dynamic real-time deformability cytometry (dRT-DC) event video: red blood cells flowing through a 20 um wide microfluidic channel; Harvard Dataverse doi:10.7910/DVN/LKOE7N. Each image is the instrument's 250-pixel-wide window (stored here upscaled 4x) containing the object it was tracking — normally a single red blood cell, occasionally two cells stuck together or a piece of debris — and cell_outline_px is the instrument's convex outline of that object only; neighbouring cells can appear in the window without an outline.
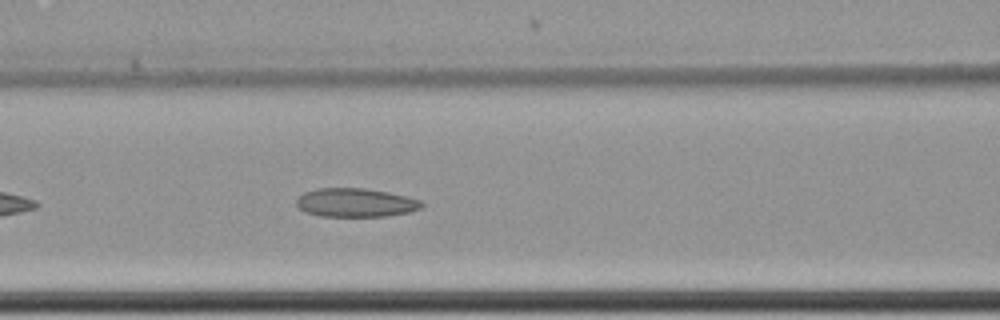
{"species": "common noctule bat (a hibernating species)", "species_latin": "Nyctalus noctula", "temperature_condition": "cold", "stored_images_in_passage": 43, "camera_frame_rate_fps": 3000, "um_per_image_px": 0.085, "animal": {"sex": "female", "body_mass_g": 22.7, "forearm_length_mm": 54.2}, "frame": {"image": 1, "passage_image": 10, "time_ms": 3.0, "image_size_px": [1000, 320], "cell_outline_px": [[424, 204], [420, 208], [408, 212], [388, 216], [320, 216], [304, 212], [296, 204], [296, 200], [304, 192], [316, 188], [368, 188], [408, 196], [420, 200]], "centroid_in_image_um": [30.22, 17.21], "position_along_channel_um": 136.4, "area_um2": 21.04}}
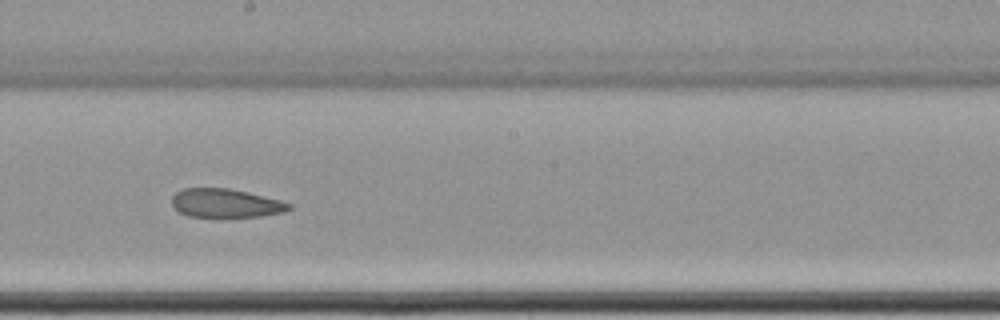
{"frame": {"image": 2, "passage_image": 18, "time_ms": 5.667, "image_size_px": [1000, 320], "cell_outline_px": [[292, 208], [284, 212], [260, 216], [188, 216], [180, 212], [172, 204], [172, 196], [176, 192], [184, 188], [228, 188], [248, 192], [280, 200], [292, 204]], "centroid_in_image_um": [19.2, 17.25], "position_along_channel_um": 229.0, "area_um2": 19.36}}
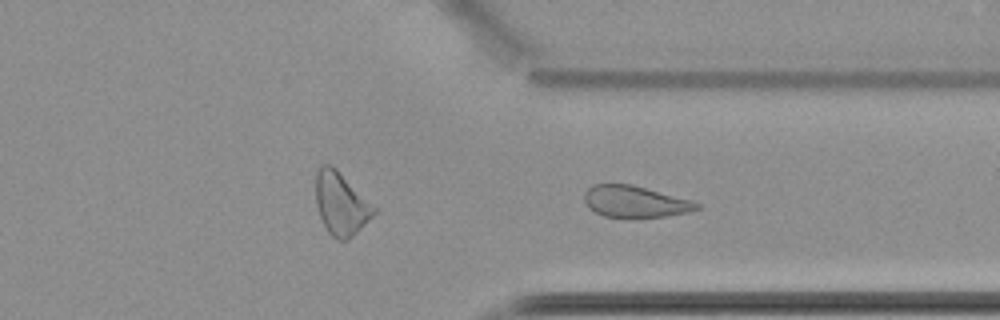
{"frame": {"image": 3, "passage_image": 29, "time_ms": 9.333, "image_size_px": [1000, 320], "cell_outline_px": [[700, 208], [688, 212], [664, 216], [636, 220], [628, 220], [604, 216], [588, 208], [584, 200], [584, 192], [592, 184], [632, 184], [692, 200], [700, 204]], "centroid_in_image_um": [53.95, 17.17], "position_along_channel_um": 357.4, "area_um2": 21.39}, "authors_computed_cell_mechanics": {"area_um2": 21.4438, "velocity_mm_per_s": 3.486, "shape_relaxation_time_tau1_ms": null, "shape_relaxation_time_tau2_ms": 3.4987, "deformation_change_tau1": null, "deformation_change_tau2": 0.1159}}